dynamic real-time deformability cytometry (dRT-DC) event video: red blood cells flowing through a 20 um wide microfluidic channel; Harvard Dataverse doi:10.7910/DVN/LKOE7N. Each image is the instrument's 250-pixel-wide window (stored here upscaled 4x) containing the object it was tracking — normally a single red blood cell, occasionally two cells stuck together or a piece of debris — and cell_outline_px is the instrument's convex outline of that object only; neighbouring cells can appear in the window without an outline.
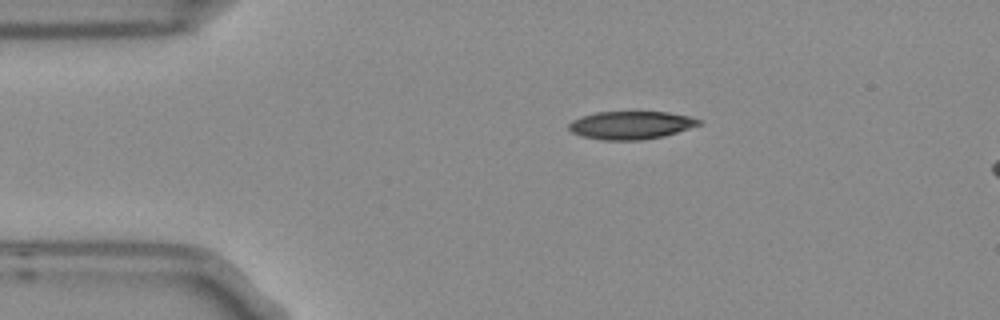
{"species": "Egyptian fruit bat (a non-hibernating species)", "species_latin": "Rousettus aegyptiacus", "temperature_condition": "room temperature", "stored_images_in_passage": 3, "segment_of_instrument_passage": [1, 2], "camera_frame_rate_fps": 3000, "um_per_image_px": 0.085, "frame": {"image": 1, "passage_image": 1, "time_ms": 0.0, "image_size_px": [1000, 320], "cell_outline_px": [[704, 124], [664, 136], [640, 140], [604, 140], [580, 136], [572, 132], [568, 128], [568, 124], [572, 120], [580, 116], [596, 112], [668, 112], [688, 116], [704, 120]], "centroid_in_image_um": [53.65, 10.64], "position_along_channel_um": 31.4, "area_um2": 21.44}}